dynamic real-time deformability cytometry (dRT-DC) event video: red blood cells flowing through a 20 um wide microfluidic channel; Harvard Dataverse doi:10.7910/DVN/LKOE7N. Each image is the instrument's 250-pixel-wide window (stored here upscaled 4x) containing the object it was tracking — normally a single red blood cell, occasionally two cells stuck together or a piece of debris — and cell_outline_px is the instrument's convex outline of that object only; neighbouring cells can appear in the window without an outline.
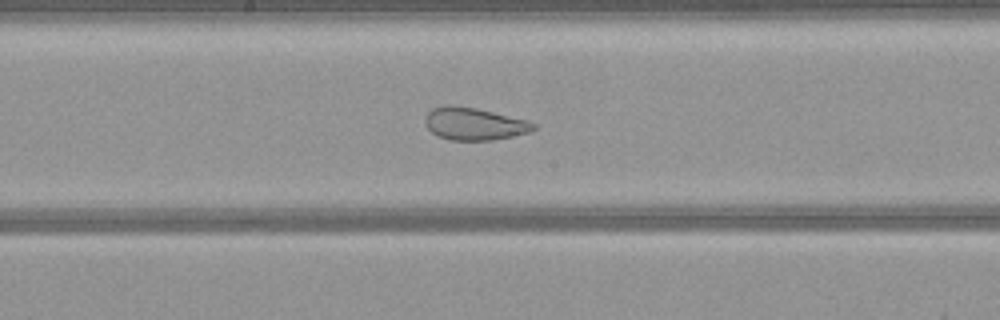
{"species": "common noctule bat (a hibernating species)", "species_latin": "Nyctalus noctula", "temperature_condition": "warm", "stored_images_in_passage": 52, "camera_frame_rate_fps": 3000, "um_per_image_px": 0.085, "animal": {"sex": "female", "body_mass_g": 21.9}, "frame": {"image": 1, "passage_image": 27, "time_ms": 8.667, "image_size_px": [1000, 320], "cell_outline_px": [[536, 128], [532, 132], [492, 140], [452, 140], [436, 136], [428, 128], [424, 120], [428, 112], [432, 108], [444, 104], [452, 104], [476, 108], [528, 120], [536, 124]], "centroid_in_image_um": [40.3, 10.51], "position_along_channel_um": 207.9, "area_um2": 20.69}}
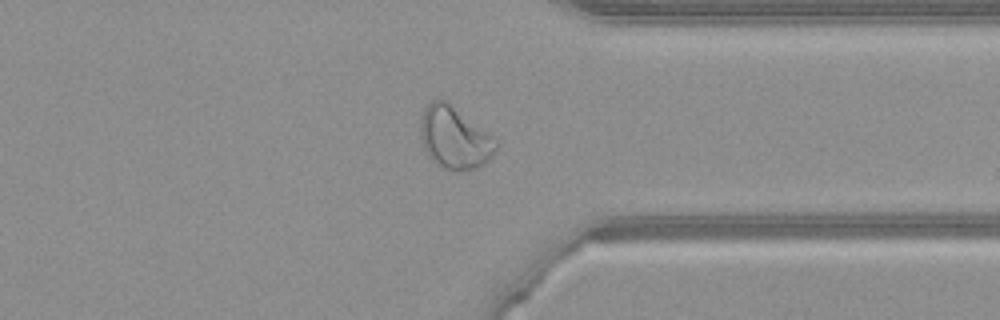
{"frame": {"image": 2, "passage_image": 40, "time_ms": 13.0, "image_size_px": [1000, 320], "cell_outline_px": [[500, 144], [492, 156], [484, 164], [476, 168], [460, 172], [452, 172], [440, 168], [432, 160], [424, 148], [420, 136], [420, 116], [424, 108], [432, 100], [448, 100], [496, 136], [500, 140]], "centroid_in_image_um": [38.68, 11.7], "position_along_channel_um": 372.7, "area_um2": 28.61}}
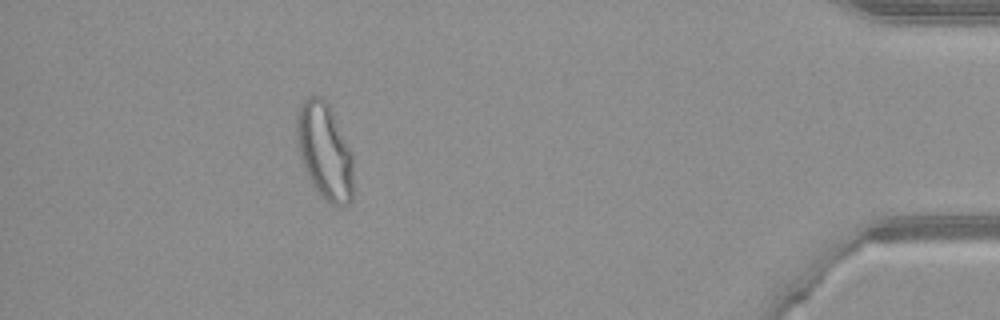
{"frame": {"image": 3, "passage_image": 47, "time_ms": 15.333, "image_size_px": [1000, 320], "cell_outline_px": [[352, 200], [348, 204], [340, 208], [328, 204], [320, 196], [312, 184], [304, 168], [296, 144], [296, 116], [300, 104], [308, 96], [320, 96], [328, 100], [352, 156]], "centroid_in_image_um": [27.57, 12.86], "position_along_channel_um": 407.6, "area_um2": 32.19}}